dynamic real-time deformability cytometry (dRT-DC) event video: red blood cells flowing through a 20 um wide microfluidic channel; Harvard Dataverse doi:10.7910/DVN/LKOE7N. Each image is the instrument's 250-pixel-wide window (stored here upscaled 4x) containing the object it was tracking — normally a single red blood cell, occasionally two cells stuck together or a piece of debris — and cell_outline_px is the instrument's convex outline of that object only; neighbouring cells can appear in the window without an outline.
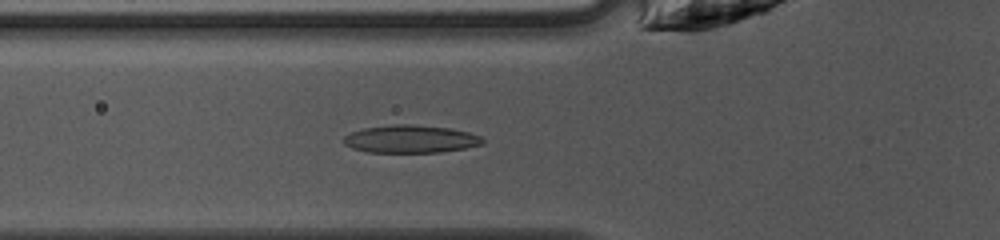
{"species": "common noctule bat (a hibernating species)", "species_latin": "Nyctalus noctula", "temperature_condition": "warm", "stored_images_in_passage": 33, "camera_frame_rate_fps": 3000, "um_per_image_px": 0.085, "animal": {"sex": "female", "body_mass_g": 10.0, "forearm_length_mm": 53.1}, "frame": {"image": 1, "passage_image": 3, "time_ms": 0.667, "image_size_px": [1000, 240], "cell_outline_px": [[484, 144], [464, 148], [440, 152], [368, 152], [352, 148], [344, 144], [344, 136], [352, 132], [364, 128], [396, 124], [408, 124], [448, 128], [468, 132], [480, 136], [484, 140]], "centroid_in_image_um": [34.9, 11.82], "position_along_channel_um": 90.9, "area_um2": 22.25}}
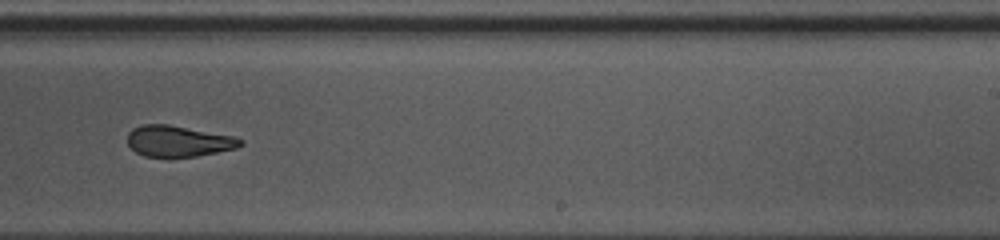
{"frame": {"image": 2, "passage_image": 16, "time_ms": 5.0, "image_size_px": [1000, 240], "cell_outline_px": [[244, 144], [236, 148], [196, 156], [144, 156], [136, 152], [128, 144], [128, 132], [132, 128], [144, 124], [168, 124], [232, 136], [244, 140]], "centroid_in_image_um": [15.15, 11.98], "position_along_channel_um": 273.8, "area_um2": 20.17}}
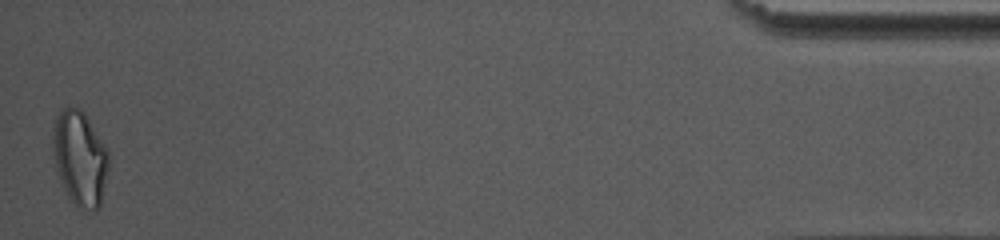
{"frame": {"image": 3, "passage_image": 33, "time_ms": 10.667, "image_size_px": [1000, 240], "cell_outline_px": [[108, 172], [100, 208], [96, 212], [80, 208], [68, 196], [60, 180], [52, 148], [52, 136], [56, 116], [60, 108], [80, 108], [84, 112], [108, 148]], "centroid_in_image_um": [6.81, 13.45], "position_along_channel_um": 428.4, "area_um2": 30.98}, "authors_computed_cell_mechanics": {"area_um2": 22.0218, "velocity_mm_per_s": 4.1987, "shape_relaxation_time_tau1_ms": 5.4724, "shape_relaxation_time_tau2_ms": 3.8782, "deformation_change_tau1": 0.1831, "deformation_change_tau2": 0.0719}}